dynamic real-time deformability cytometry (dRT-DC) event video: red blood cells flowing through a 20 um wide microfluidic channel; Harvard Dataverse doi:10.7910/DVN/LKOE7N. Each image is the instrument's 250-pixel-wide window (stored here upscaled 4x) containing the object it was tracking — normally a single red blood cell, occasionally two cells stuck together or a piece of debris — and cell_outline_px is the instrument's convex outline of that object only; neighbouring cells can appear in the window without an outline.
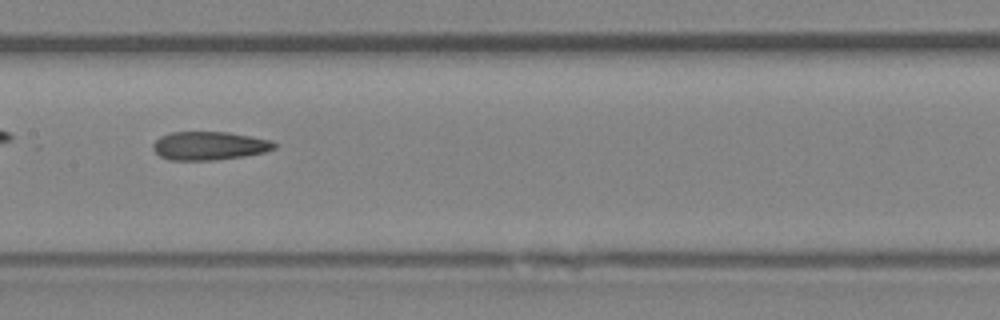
{"species": "Egyptian fruit bat (a non-hibernating species)", "species_latin": "Rousettus aegyptiacus", "temperature_condition": "room temperature", "stored_images_in_passage": 32, "camera_frame_rate_fps": 3000, "um_per_image_px": 0.085, "animal": {"sex": "female"}, "frame": {"image": 1, "passage_image": 10, "time_ms": 3.0, "image_size_px": [1000, 320], "cell_outline_px": [[276, 148], [264, 152], [244, 156], [212, 160], [168, 160], [160, 156], [152, 148], [152, 144], [160, 136], [172, 132], [228, 132], [252, 136], [272, 140], [276, 144]], "centroid_in_image_um": [17.79, 12.39], "position_along_channel_um": 189.6, "area_um2": 20.17}}
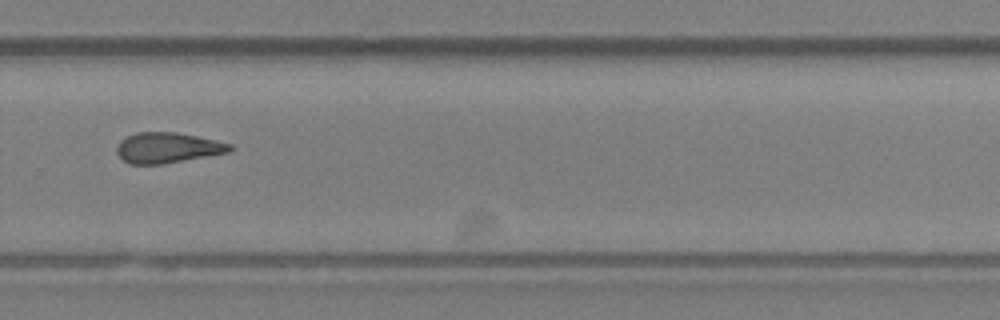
{"frame": {"image": 2, "passage_image": 19, "time_ms": 6.0, "image_size_px": [1000, 320], "cell_outline_px": [[232, 148], [228, 152], [160, 164], [128, 164], [116, 152], [116, 148], [120, 140], [136, 132], [176, 132], [216, 140], [232, 144]], "centroid_in_image_um": [14.2, 12.55], "position_along_channel_um": 315.6, "area_um2": 19.83}, "authors_computed_cell_mechanics": {"area_um2": 20.3167, "velocity_mm_per_s": 4.208, "shape_relaxation_time_tau1_ms": null, "shape_relaxation_time_tau2_ms": 3.2463, "deformation_change_tau1": null, "deformation_change_tau2": 0.1323}}